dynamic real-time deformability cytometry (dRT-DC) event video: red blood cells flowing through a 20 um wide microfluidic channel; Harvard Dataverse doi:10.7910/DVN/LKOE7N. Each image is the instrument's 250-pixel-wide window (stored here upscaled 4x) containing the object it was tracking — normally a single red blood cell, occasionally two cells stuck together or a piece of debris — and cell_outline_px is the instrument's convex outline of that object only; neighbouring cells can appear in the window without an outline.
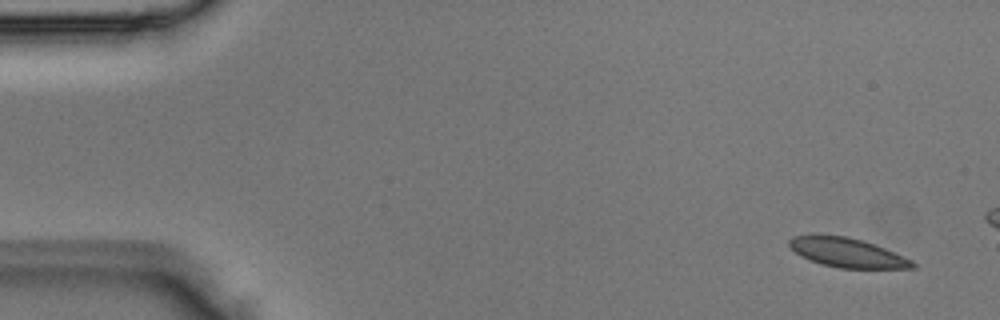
{"species": "Egyptian fruit bat (a non-hibernating species)", "species_latin": "Rousettus aegyptiacus", "temperature_condition": "room temperature", "stored_images_in_passage": 4, "camera_frame_rate_fps": 3000, "um_per_image_px": 0.085, "animal": {"sex": "male"}, "frame": {"image": 1, "passage_image": 1, "time_ms": 0.0, "image_size_px": [1000, 320], "cell_outline_px": [[916, 268], [840, 268], [824, 264], [800, 256], [788, 244], [788, 240], [792, 236], [848, 236], [864, 240], [884, 248], [912, 260], [916, 264]], "centroid_in_image_um": [72.05, 21.48], "position_along_channel_um": 13.0, "area_um2": 20.58}}